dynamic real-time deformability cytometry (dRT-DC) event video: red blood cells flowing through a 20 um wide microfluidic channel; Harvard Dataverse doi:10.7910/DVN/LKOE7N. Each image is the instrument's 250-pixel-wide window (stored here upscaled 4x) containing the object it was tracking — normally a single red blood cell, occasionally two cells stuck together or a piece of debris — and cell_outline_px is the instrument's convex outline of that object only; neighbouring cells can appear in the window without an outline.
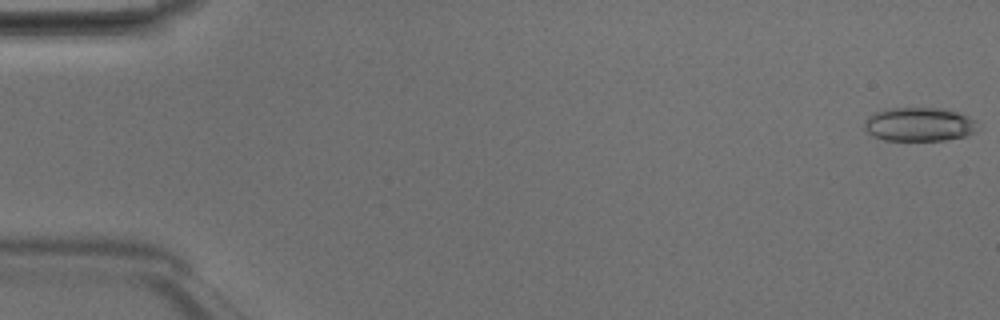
{"species": "Egyptian fruit bat (a non-hibernating species)", "species_latin": "Rousettus aegyptiacus", "temperature_condition": "room temperature", "stored_images_in_passage": 48, "camera_frame_rate_fps": 3000, "um_per_image_px": 0.085, "animal": {"sex": "male"}, "frame": {"image": 1, "passage_image": 1, "time_ms": 0.0, "image_size_px": [1000, 320], "cell_outline_px": [[976, 132], [968, 136], [944, 140], [884, 140], [872, 136], [864, 128], [864, 120], [868, 116], [876, 112], [888, 108], [944, 108], [968, 116], [976, 120]], "centroid_in_image_um": [78.13, 10.57], "position_along_channel_um": 6.9, "area_um2": 22.48}}
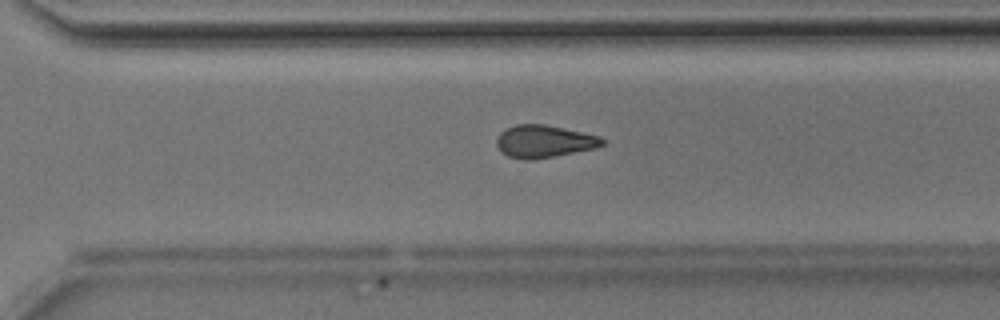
{"frame": {"image": 2, "passage_image": 34, "time_ms": 11.0, "image_size_px": [1000, 320], "cell_outline_px": [[604, 144], [596, 148], [532, 160], [520, 160], [508, 156], [500, 152], [496, 144], [496, 136], [504, 128], [516, 124], [544, 124], [580, 132], [596, 136], [604, 140]], "centroid_in_image_um": [46.15, 12.02], "position_along_channel_um": 324.5, "area_um2": 20.0}}
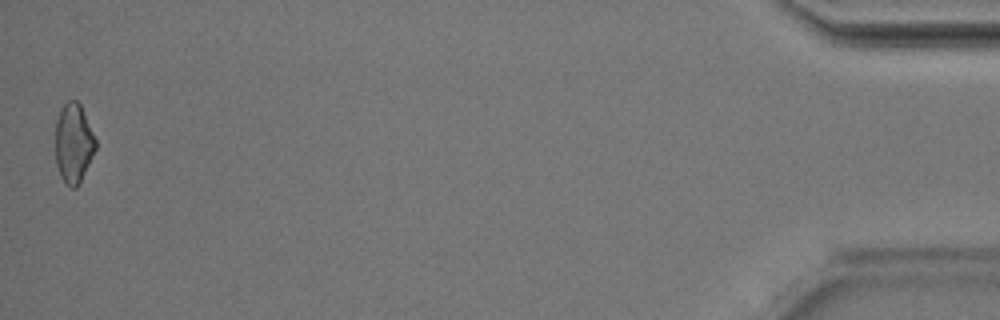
{"frame": {"image": 3, "passage_image": 48, "time_ms": 15.667, "image_size_px": [1000, 320], "cell_outline_px": [[96, 148], [76, 188], [72, 188], [64, 184], [60, 176], [56, 164], [56, 120], [60, 108], [68, 100], [76, 100], [80, 104], [96, 140]], "centroid_in_image_um": [6.23, 12.17], "position_along_channel_um": 429.0, "area_um2": 18.44}, "authors_computed_cell_mechanics": {"area_um2": 20.6346, "velocity_mm_per_s": 4.2384, "shape_relaxation_time_tau1_ms": 4.49, "shape_relaxation_time_tau2_ms": 5.7513, "deformation_change_tau1": 0.1103, "deformation_change_tau2": 0.1346}}